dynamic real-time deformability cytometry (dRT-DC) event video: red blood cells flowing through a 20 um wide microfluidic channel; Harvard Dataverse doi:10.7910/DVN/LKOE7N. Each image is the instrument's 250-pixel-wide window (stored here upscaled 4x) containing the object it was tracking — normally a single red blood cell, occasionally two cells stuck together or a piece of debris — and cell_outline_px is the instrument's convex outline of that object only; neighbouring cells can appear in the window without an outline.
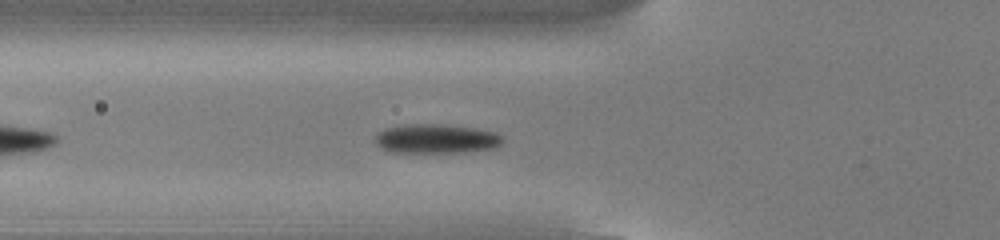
{"species": "common noctule bat (a hibernating species)", "species_latin": "Nyctalus noctula", "temperature_condition": "cold", "stored_images_in_passage": 21, "camera_frame_rate_fps": 3000, "um_per_image_px": 0.085, "animal": {"sex": "male", "body_mass_g": 13.0, "forearm_length_mm": 53.1}, "frame": {"image": 1, "passage_image": 4, "time_ms": 1.0, "image_size_px": [1000, 240], "cell_outline_px": [[504, 140], [496, 148], [464, 152], [388, 152], [380, 148], [376, 144], [376, 132], [384, 128], [404, 124], [448, 124], [476, 128], [496, 132]], "centroid_in_image_um": [37.05, 11.78], "position_along_channel_um": 88.7, "area_um2": 22.08}}
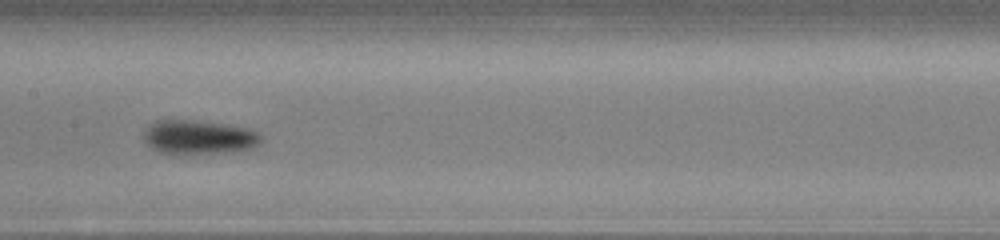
{"frame": {"image": 2, "passage_image": 12, "time_ms": 3.667, "image_size_px": [1000, 240], "cell_outline_px": [[260, 144], [252, 148], [232, 152], [184, 156], [160, 152], [152, 148], [144, 140], [144, 132], [148, 124], [156, 120], [196, 120], [228, 124], [248, 128], [256, 132], [260, 136]], "centroid_in_image_um": [16.88, 11.68], "position_along_channel_um": 190.5, "area_um2": 23.99}}
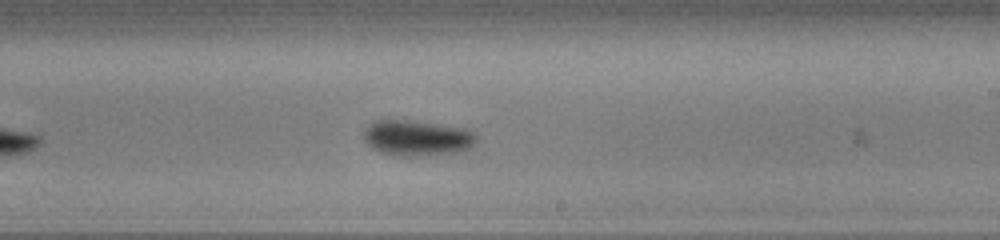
{"frame": {"image": 3, "passage_image": 17, "time_ms": 5.333, "image_size_px": [1000, 240], "cell_outline_px": [[476, 140], [464, 152], [420, 156], [400, 156], [380, 152], [372, 148], [364, 140], [364, 128], [372, 120], [404, 120], [440, 124], [464, 128], [476, 132]], "centroid_in_image_um": [35.44, 11.73], "position_along_channel_um": 253.6, "area_um2": 23.64}}